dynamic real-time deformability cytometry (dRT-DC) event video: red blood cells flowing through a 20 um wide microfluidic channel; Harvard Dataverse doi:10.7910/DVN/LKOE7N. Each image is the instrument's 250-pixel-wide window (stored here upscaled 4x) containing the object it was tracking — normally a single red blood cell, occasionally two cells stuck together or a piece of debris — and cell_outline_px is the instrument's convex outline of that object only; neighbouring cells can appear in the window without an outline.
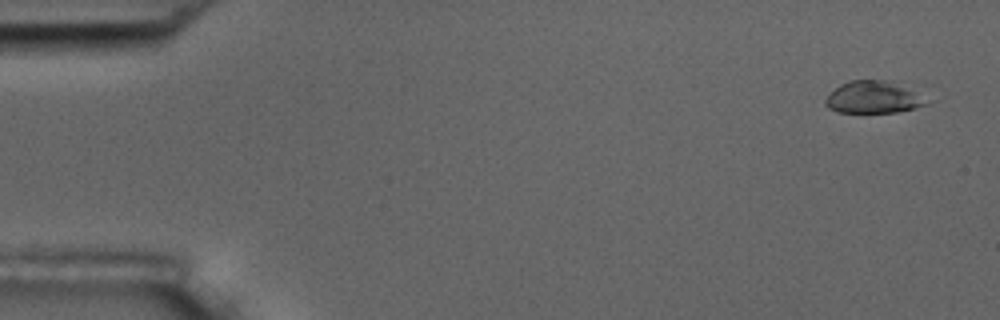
{"species": "common noctule bat (a hibernating species)", "species_latin": "Nyctalus noctula", "temperature_condition": "room temperature", "stored_images_in_passage": 5, "camera_frame_rate_fps": 3000, "um_per_image_px": 0.085, "animal": {"sex": "male", "body_mass_g": 17.5, "forearm_length_mm": 52.3}, "frame": {"image": 1, "passage_image": 1, "time_ms": 0.0, "image_size_px": [1000, 320], "cell_outline_px": [[932, 100], [928, 104], [916, 108], [896, 112], [836, 112], [828, 108], [824, 104], [824, 100], [840, 84], [848, 80], [892, 80]], "centroid_in_image_um": [74.28, 8.26], "position_along_channel_um": 10.7, "area_um2": 19.19}}
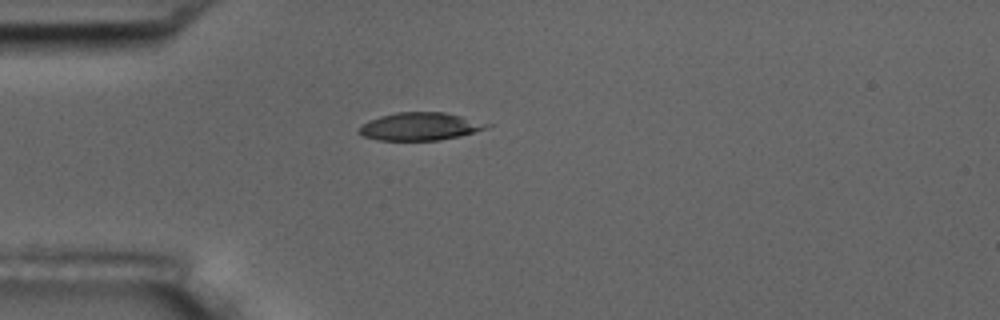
{"frame": {"image": 2, "passage_image": 5, "time_ms": 1.333, "image_size_px": [1000, 320], "cell_outline_px": [[492, 124], [488, 128], [460, 136], [440, 140], [380, 140], [364, 136], [356, 132], [368, 120], [380, 116], [396, 112], [444, 112]], "centroid_in_image_um": [35.7, 10.75], "position_along_channel_um": 49.3, "area_um2": 20.58}}